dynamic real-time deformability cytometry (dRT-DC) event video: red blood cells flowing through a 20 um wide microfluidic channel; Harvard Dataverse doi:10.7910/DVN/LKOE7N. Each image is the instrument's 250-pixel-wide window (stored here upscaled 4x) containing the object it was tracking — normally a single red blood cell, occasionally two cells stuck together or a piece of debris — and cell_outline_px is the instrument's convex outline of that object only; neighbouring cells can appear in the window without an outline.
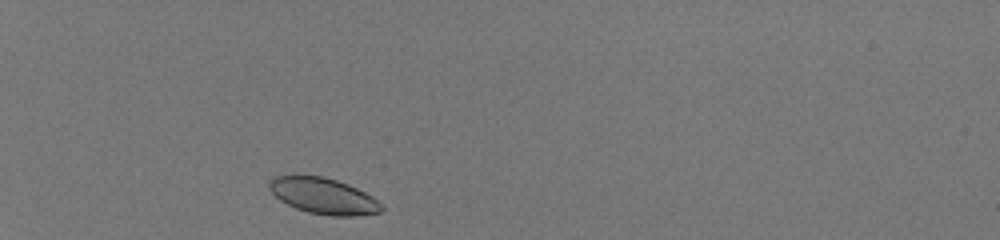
{"species": "human", "species_latin": "Homo sapiens", "temperature_condition": "room temperature", "stored_images_in_passage": 32, "camera_frame_rate_fps": 3000, "um_per_image_px": 0.085, "donor": {"sex": "male"}, "frame": {"image": 1, "passage_image": 2, "time_ms": 0.333, "image_size_px": [1000, 240], "cell_outline_px": [[384, 208], [380, 212], [356, 216], [332, 216], [308, 212], [296, 208], [280, 200], [268, 188], [268, 184], [276, 176], [292, 172], [324, 176], [348, 184], [372, 196], [384, 204]], "centroid_in_image_um": [27.47, 16.62], "position_along_channel_um": 57.5, "area_um2": 24.1}}
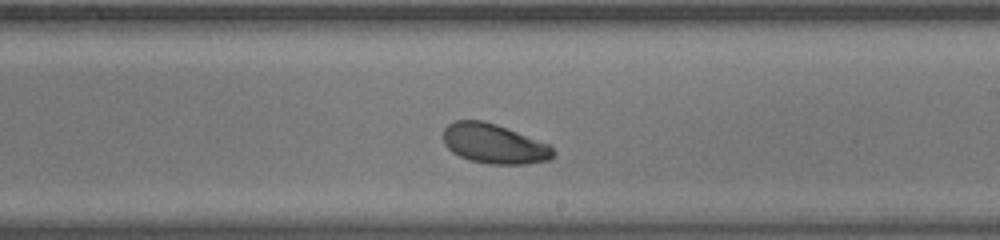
{"frame": {"image": 2, "passage_image": 19, "time_ms": 6.0, "image_size_px": [1000, 240], "cell_outline_px": [[556, 156], [552, 160], [528, 164], [488, 164], [468, 160], [452, 152], [444, 144], [444, 128], [448, 124], [456, 120], [484, 120], [496, 124], [552, 144], [556, 152]], "centroid_in_image_um": [42.07, 12.23], "position_along_channel_um": 246.9, "area_um2": 26.01}}
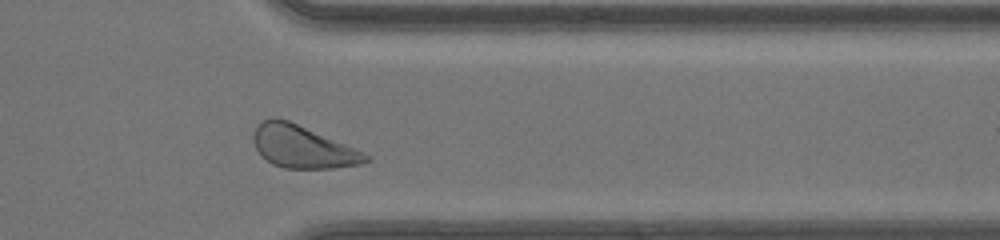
{"frame": {"image": 3, "passage_image": 29, "time_ms": 9.333, "image_size_px": [1000, 240], "cell_outline_px": [[372, 160], [360, 164], [332, 168], [284, 168], [272, 164], [260, 156], [252, 140], [252, 132], [256, 124], [260, 120], [276, 116], [288, 120], [364, 152], [372, 156]], "centroid_in_image_um": [25.66, 12.46], "position_along_channel_um": 385.7, "area_um2": 28.03}, "authors_computed_cell_mechanics": {"area_um2": 25.6921, "velocity_mm_per_s": 4.1237, "shape_relaxation_time_tau1_ms": 1.5652, "shape_relaxation_time_tau2_ms": null, "deformation_change_tau1": 0.1087, "deformation_change_tau2": null}}